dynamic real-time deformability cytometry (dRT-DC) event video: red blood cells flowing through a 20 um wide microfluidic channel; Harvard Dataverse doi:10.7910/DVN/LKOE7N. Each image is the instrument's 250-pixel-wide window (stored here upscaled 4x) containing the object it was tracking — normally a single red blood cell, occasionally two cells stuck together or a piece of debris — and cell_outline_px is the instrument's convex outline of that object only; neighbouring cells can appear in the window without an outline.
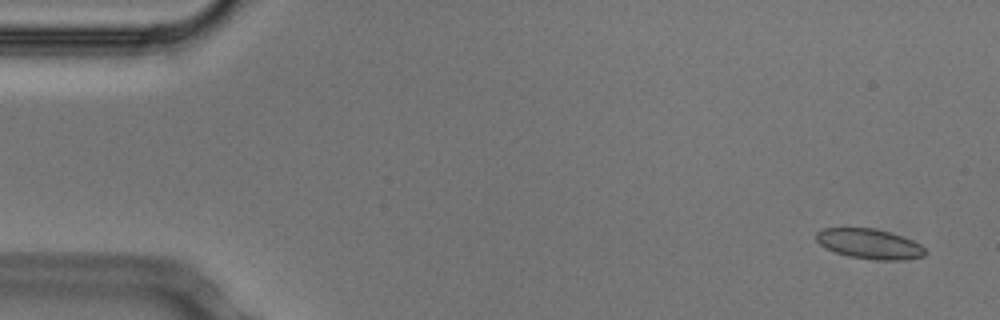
{"species": "Egyptian fruit bat (a non-hibernating species)", "species_latin": "Rousettus aegyptiacus", "temperature_condition": "cold", "stored_images_in_passage": 55, "camera_frame_rate_fps": 3000, "um_per_image_px": 0.085, "animal": {"sex": "male"}, "frame": {"image": 1, "passage_image": 3, "time_ms": 0.667, "image_size_px": [1000, 320], "cell_outline_px": [[928, 252], [924, 256], [900, 260], [876, 260], [848, 256], [836, 252], [820, 244], [816, 240], [816, 232], [824, 228], [872, 228], [888, 232], [912, 240], [920, 244]], "centroid_in_image_um": [73.91, 20.73], "position_along_channel_um": 11.1, "area_um2": 18.84}}
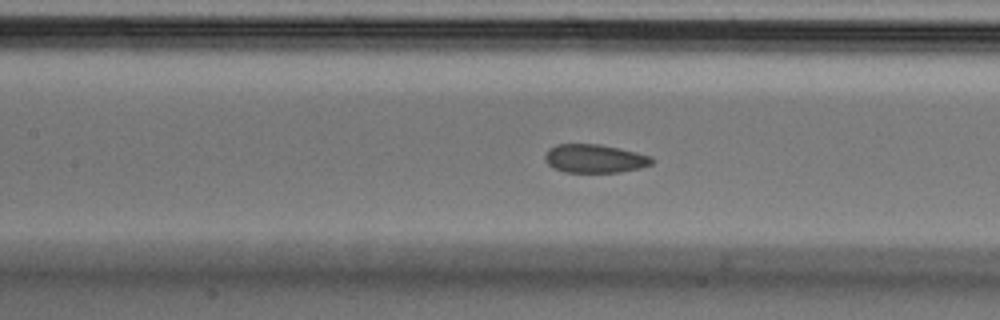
{"frame": {"image": 2, "passage_image": 24, "time_ms": 7.667, "image_size_px": [1000, 320], "cell_outline_px": [[652, 164], [640, 168], [620, 172], [564, 172], [552, 168], [544, 160], [544, 156], [548, 148], [556, 144], [600, 144], [620, 148], [652, 156]], "centroid_in_image_um": [50.51, 13.47], "position_along_channel_um": 156.9, "area_um2": 17.92}}
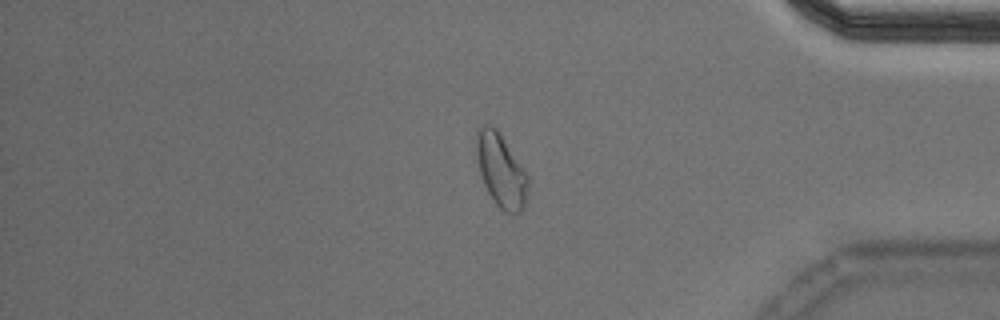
{"frame": {"image": 3, "passage_image": 45, "time_ms": 14.667, "image_size_px": [1000, 320], "cell_outline_px": [[528, 192], [524, 208], [520, 212], [512, 216], [500, 208], [496, 204], [488, 192], [484, 184], [480, 172], [476, 152], [476, 128], [484, 124], [492, 124], [500, 132], [524, 168], [528, 176]], "centroid_in_image_um": [42.6, 14.47], "position_along_channel_um": 392.6, "area_um2": 22.43}, "authors_computed_cell_mechanics": {"area_um2": 19.1896, "velocity_mm_per_s": 3.7396, "shape_relaxation_time_tau1_ms": null, "shape_relaxation_time_tau2_ms": 1.2053, "deformation_change_tau1": null, "deformation_change_tau2": 0.0511}}